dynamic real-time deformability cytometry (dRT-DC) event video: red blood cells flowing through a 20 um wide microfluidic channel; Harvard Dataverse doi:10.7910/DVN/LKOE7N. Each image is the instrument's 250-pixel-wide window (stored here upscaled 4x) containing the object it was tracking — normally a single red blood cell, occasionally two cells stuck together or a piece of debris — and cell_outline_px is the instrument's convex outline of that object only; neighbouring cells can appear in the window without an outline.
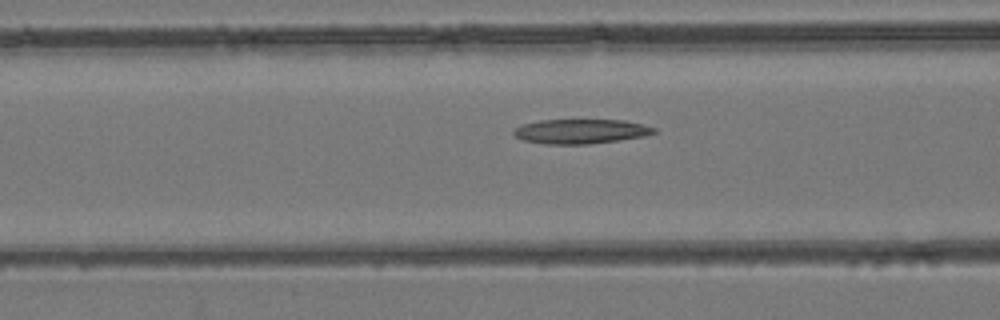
{"species": "common noctule bat (a hibernating species)", "species_latin": "Nyctalus noctula", "temperature_condition": "room temperature", "stored_images_in_passage": 50, "camera_frame_rate_fps": 3000, "um_per_image_px": 0.085, "animal": {"sex": "female", "body_mass_g": 24.6, "forearm_length_mm": 56.2}, "frame": {"image": 1, "passage_image": 20, "time_ms": 6.333, "image_size_px": [1000, 320], "cell_outline_px": [[656, 132], [644, 136], [588, 144], [544, 144], [524, 140], [516, 136], [512, 132], [520, 124], [540, 120], [624, 120], [656, 128]], "centroid_in_image_um": [49.32, 11.16], "position_along_channel_um": 117.3, "area_um2": 19.88}}
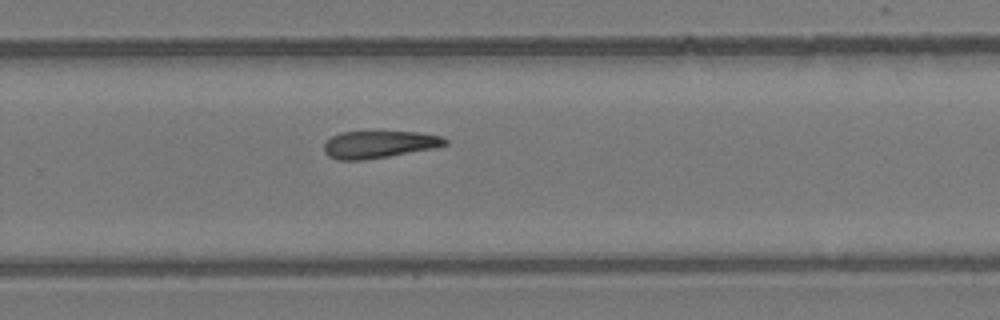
{"frame": {"image": 2, "passage_image": 33, "time_ms": 10.667, "image_size_px": [1000, 320], "cell_outline_px": [[448, 144], [436, 148], [364, 160], [336, 160], [328, 156], [324, 152], [324, 144], [332, 136], [340, 132], [420, 132], [440, 136], [448, 140]], "centroid_in_image_um": [32.22, 12.28], "position_along_channel_um": 297.6, "area_um2": 19.25}}
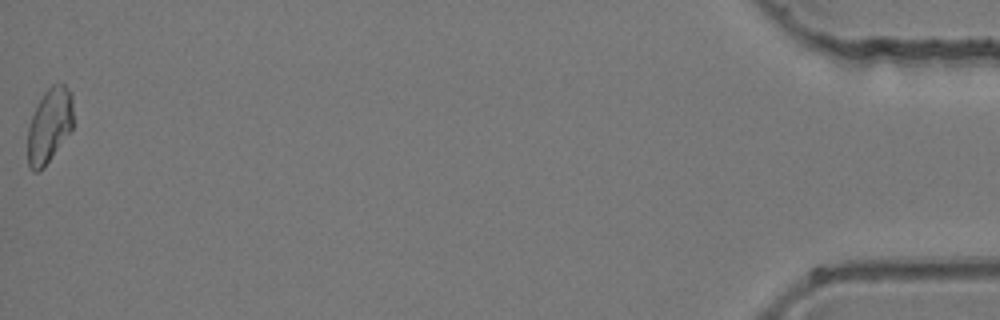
{"frame": {"image": 3, "passage_image": 50, "time_ms": 16.333, "image_size_px": [1000, 320], "cell_outline_px": [[72, 128], [44, 168], [40, 172], [32, 172], [28, 164], [28, 128], [36, 104], [44, 92], [52, 84], [60, 80], [72, 92]], "centroid_in_image_um": [4.19, 10.63], "position_along_channel_um": 431.0, "area_um2": 20.0}}